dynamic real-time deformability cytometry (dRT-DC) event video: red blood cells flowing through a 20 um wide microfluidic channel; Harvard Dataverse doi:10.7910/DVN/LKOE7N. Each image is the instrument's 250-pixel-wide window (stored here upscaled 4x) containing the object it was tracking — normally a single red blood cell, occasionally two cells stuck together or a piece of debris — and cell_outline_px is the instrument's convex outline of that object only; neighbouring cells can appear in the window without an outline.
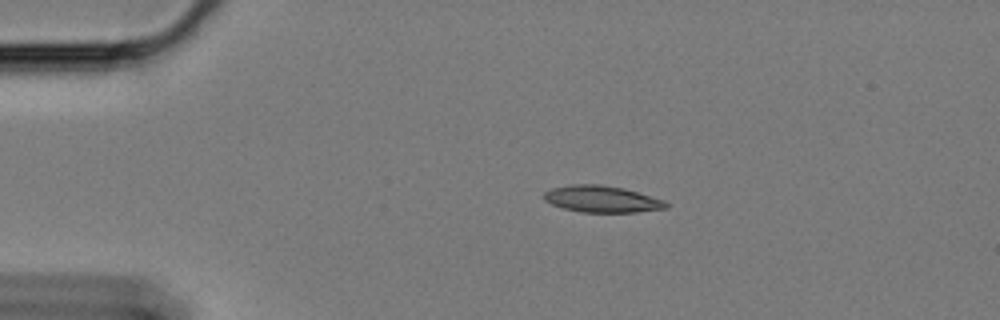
{"species": "Egyptian fruit bat (a non-hibernating species)", "species_latin": "Rousettus aegyptiacus", "temperature_condition": "cold", "stored_images_in_passage": 48, "camera_frame_rate_fps": 3000, "um_per_image_px": 0.085, "animal": {"sex": "female"}, "frame": {"image": 1, "passage_image": 1, "time_ms": 0.0, "image_size_px": [1000, 320], "cell_outline_px": [[668, 208], [636, 212], [580, 212], [564, 208], [552, 204], [544, 200], [544, 192], [552, 188], [572, 184], [600, 184], [624, 188], [664, 200], [668, 204]], "centroid_in_image_um": [51.16, 16.92], "position_along_channel_um": 33.8, "area_um2": 18.9}}
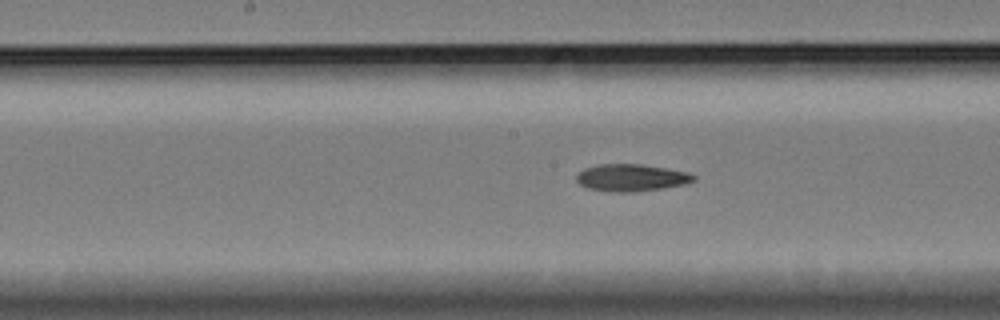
{"frame": {"image": 2, "passage_image": 19, "time_ms": 6.0, "image_size_px": [1000, 320], "cell_outline_px": [[696, 180], [684, 184], [664, 188], [636, 192], [608, 192], [588, 188], [580, 184], [576, 180], [576, 176], [584, 168], [600, 164], [640, 164], [692, 172], [696, 176]], "centroid_in_image_um": [53.7, 15.11], "position_along_channel_um": 194.5, "area_um2": 18.73}}
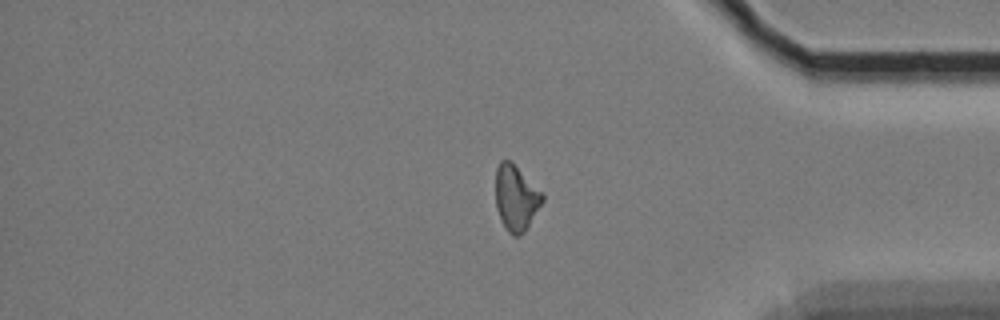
{"frame": {"image": 3, "passage_image": 38, "time_ms": 12.333, "image_size_px": [1000, 320], "cell_outline_px": [[544, 200], [524, 232], [520, 236], [512, 236], [508, 232], [500, 220], [496, 208], [496, 168], [500, 160], [508, 160], [544, 196]], "centroid_in_image_um": [43.82, 16.88], "position_along_channel_um": 391.4, "area_um2": 17.34}}